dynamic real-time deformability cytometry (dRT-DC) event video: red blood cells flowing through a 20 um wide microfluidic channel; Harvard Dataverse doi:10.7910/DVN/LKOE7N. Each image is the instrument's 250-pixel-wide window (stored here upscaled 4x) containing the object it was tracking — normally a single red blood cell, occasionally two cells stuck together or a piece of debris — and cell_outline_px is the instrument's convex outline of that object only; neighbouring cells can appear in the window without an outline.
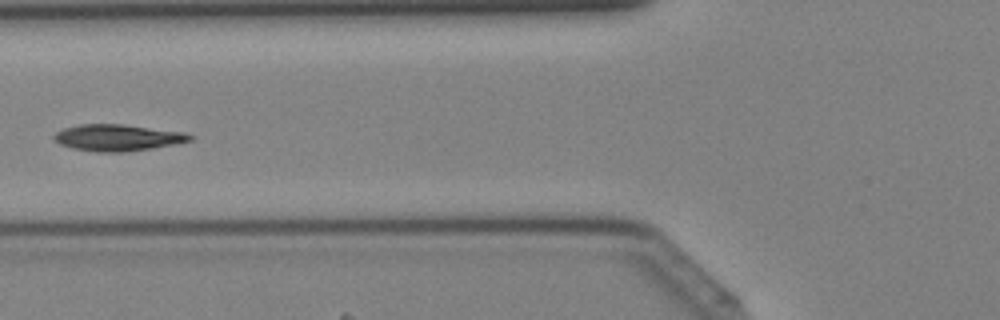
{"species": "Egyptian fruit bat (a non-hibernating species)", "species_latin": "Rousettus aegyptiacus", "temperature_condition": "cold", "stored_images_in_passage": 41, "camera_frame_rate_fps": 3000, "um_per_image_px": 0.085, "animal": {"sex": "female"}, "frame": {"image": 1, "passage_image": 16, "time_ms": 5.0, "image_size_px": [1000, 320], "cell_outline_px": [[196, 136], [192, 140], [152, 148], [124, 152], [96, 152], [72, 148], [60, 144], [52, 136], [56, 132], [64, 128], [80, 124], [124, 124], [188, 132]], "centroid_in_image_um": [10.04, 11.69], "position_along_channel_um": 115.8, "area_um2": 21.15}}
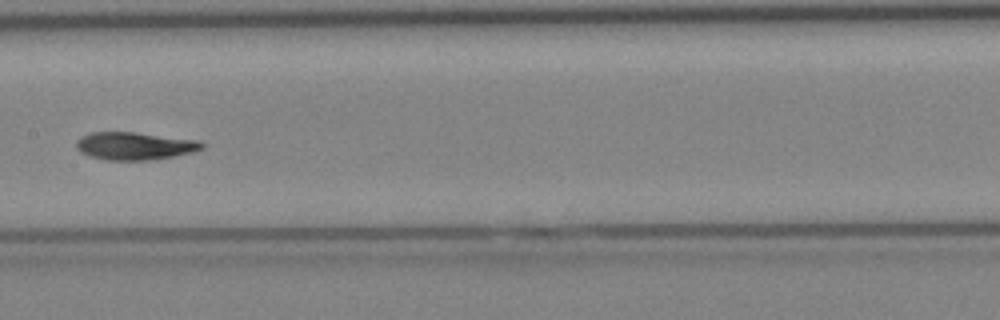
{"frame": {"image": 2, "passage_image": 21, "time_ms": 6.667, "image_size_px": [1000, 320], "cell_outline_px": [[204, 148], [192, 152], [172, 156], [148, 160], [104, 160], [80, 152], [76, 148], [76, 140], [80, 136], [92, 132], [132, 132], [200, 140], [204, 144]], "centroid_in_image_um": [11.42, 12.4], "position_along_channel_um": 196.0, "area_um2": 20.23}}
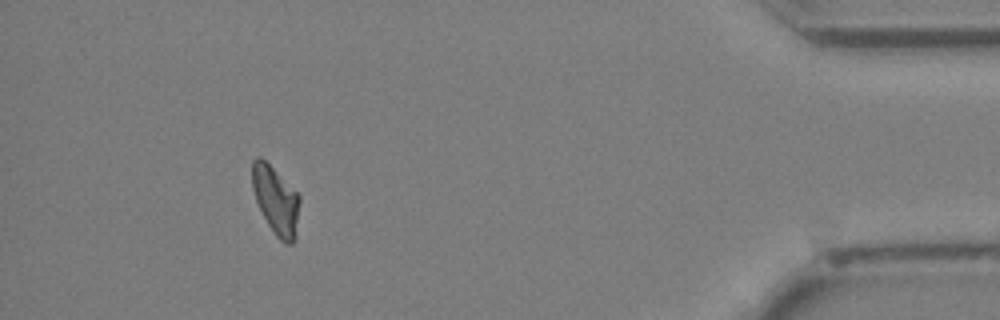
{"frame": {"image": 3, "passage_image": 38, "time_ms": 12.333, "image_size_px": [1000, 320], "cell_outline_px": [[300, 200], [292, 244], [284, 244], [276, 236], [268, 224], [256, 200], [252, 188], [252, 160], [256, 156], [260, 156], [300, 196]], "centroid_in_image_um": [23.41, 17.0], "position_along_channel_um": 411.8, "area_um2": 18.15}}